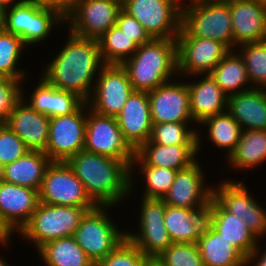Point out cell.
Segmentation results:
<instances>
[{
    "label": "cell",
    "instance_id": "6da1fadb",
    "mask_svg": "<svg viewBox=\"0 0 266 266\" xmlns=\"http://www.w3.org/2000/svg\"><path fill=\"white\" fill-rule=\"evenodd\" d=\"M65 43L45 64L40 75L59 90L77 94L85 102L89 99L96 79L105 65L96 39L81 38L69 31ZM67 40V41H66Z\"/></svg>",
    "mask_w": 266,
    "mask_h": 266
},
{
    "label": "cell",
    "instance_id": "7a4b0ae2",
    "mask_svg": "<svg viewBox=\"0 0 266 266\" xmlns=\"http://www.w3.org/2000/svg\"><path fill=\"white\" fill-rule=\"evenodd\" d=\"M66 163L97 206L119 208L128 200L130 167L124 161L83 149Z\"/></svg>",
    "mask_w": 266,
    "mask_h": 266
},
{
    "label": "cell",
    "instance_id": "3957f363",
    "mask_svg": "<svg viewBox=\"0 0 266 266\" xmlns=\"http://www.w3.org/2000/svg\"><path fill=\"white\" fill-rule=\"evenodd\" d=\"M122 66L135 91L154 90L178 77L177 41L153 38L150 42L139 45Z\"/></svg>",
    "mask_w": 266,
    "mask_h": 266
},
{
    "label": "cell",
    "instance_id": "277c9868",
    "mask_svg": "<svg viewBox=\"0 0 266 266\" xmlns=\"http://www.w3.org/2000/svg\"><path fill=\"white\" fill-rule=\"evenodd\" d=\"M65 26L64 17L42 0H24L7 8L2 15V28L19 36L29 48L52 36V31Z\"/></svg>",
    "mask_w": 266,
    "mask_h": 266
},
{
    "label": "cell",
    "instance_id": "5b68a950",
    "mask_svg": "<svg viewBox=\"0 0 266 266\" xmlns=\"http://www.w3.org/2000/svg\"><path fill=\"white\" fill-rule=\"evenodd\" d=\"M93 208L95 207L59 206L39 202L18 236L37 251L46 242L72 237L83 216Z\"/></svg>",
    "mask_w": 266,
    "mask_h": 266
},
{
    "label": "cell",
    "instance_id": "8992f818",
    "mask_svg": "<svg viewBox=\"0 0 266 266\" xmlns=\"http://www.w3.org/2000/svg\"><path fill=\"white\" fill-rule=\"evenodd\" d=\"M114 206H96L88 210L73 234L76 243L97 263L126 239V228H120L109 215Z\"/></svg>",
    "mask_w": 266,
    "mask_h": 266
},
{
    "label": "cell",
    "instance_id": "52a82bcc",
    "mask_svg": "<svg viewBox=\"0 0 266 266\" xmlns=\"http://www.w3.org/2000/svg\"><path fill=\"white\" fill-rule=\"evenodd\" d=\"M186 37H202L234 50L229 0L194 4L181 10V29Z\"/></svg>",
    "mask_w": 266,
    "mask_h": 266
},
{
    "label": "cell",
    "instance_id": "ba28073f",
    "mask_svg": "<svg viewBox=\"0 0 266 266\" xmlns=\"http://www.w3.org/2000/svg\"><path fill=\"white\" fill-rule=\"evenodd\" d=\"M218 183V185H217ZM213 182V198L230 214L243 220L259 239L266 236V208L259 203L243 180L223 178Z\"/></svg>",
    "mask_w": 266,
    "mask_h": 266
},
{
    "label": "cell",
    "instance_id": "9c48e42d",
    "mask_svg": "<svg viewBox=\"0 0 266 266\" xmlns=\"http://www.w3.org/2000/svg\"><path fill=\"white\" fill-rule=\"evenodd\" d=\"M138 201L137 229H126V238L149 259H156L173 243L164 223L166 204L157 198L141 197Z\"/></svg>",
    "mask_w": 266,
    "mask_h": 266
},
{
    "label": "cell",
    "instance_id": "30bf717a",
    "mask_svg": "<svg viewBox=\"0 0 266 266\" xmlns=\"http://www.w3.org/2000/svg\"><path fill=\"white\" fill-rule=\"evenodd\" d=\"M122 9L154 39H176L180 32L181 8L176 0H124Z\"/></svg>",
    "mask_w": 266,
    "mask_h": 266
},
{
    "label": "cell",
    "instance_id": "8fae6325",
    "mask_svg": "<svg viewBox=\"0 0 266 266\" xmlns=\"http://www.w3.org/2000/svg\"><path fill=\"white\" fill-rule=\"evenodd\" d=\"M84 150L124 161L129 167L136 151L125 140L116 117L98 114L88 107Z\"/></svg>",
    "mask_w": 266,
    "mask_h": 266
},
{
    "label": "cell",
    "instance_id": "7c38bea8",
    "mask_svg": "<svg viewBox=\"0 0 266 266\" xmlns=\"http://www.w3.org/2000/svg\"><path fill=\"white\" fill-rule=\"evenodd\" d=\"M42 203L72 207H96L82 182L71 167L63 161H51L45 170L39 189Z\"/></svg>",
    "mask_w": 266,
    "mask_h": 266
},
{
    "label": "cell",
    "instance_id": "4fadbf2b",
    "mask_svg": "<svg viewBox=\"0 0 266 266\" xmlns=\"http://www.w3.org/2000/svg\"><path fill=\"white\" fill-rule=\"evenodd\" d=\"M176 41L178 77L210 74L231 51L222 42L202 37H186L181 31Z\"/></svg>",
    "mask_w": 266,
    "mask_h": 266
},
{
    "label": "cell",
    "instance_id": "5bb4252c",
    "mask_svg": "<svg viewBox=\"0 0 266 266\" xmlns=\"http://www.w3.org/2000/svg\"><path fill=\"white\" fill-rule=\"evenodd\" d=\"M88 105L84 102L75 112L50 118L47 148L51 161L66 162L84 149Z\"/></svg>",
    "mask_w": 266,
    "mask_h": 266
},
{
    "label": "cell",
    "instance_id": "9a60e30c",
    "mask_svg": "<svg viewBox=\"0 0 266 266\" xmlns=\"http://www.w3.org/2000/svg\"><path fill=\"white\" fill-rule=\"evenodd\" d=\"M134 91L122 65L105 64L86 103L98 114L116 117Z\"/></svg>",
    "mask_w": 266,
    "mask_h": 266
},
{
    "label": "cell",
    "instance_id": "2e32d148",
    "mask_svg": "<svg viewBox=\"0 0 266 266\" xmlns=\"http://www.w3.org/2000/svg\"><path fill=\"white\" fill-rule=\"evenodd\" d=\"M121 9L119 0H84L64 17V28L77 37L97 40L116 25Z\"/></svg>",
    "mask_w": 266,
    "mask_h": 266
},
{
    "label": "cell",
    "instance_id": "e0dca14e",
    "mask_svg": "<svg viewBox=\"0 0 266 266\" xmlns=\"http://www.w3.org/2000/svg\"><path fill=\"white\" fill-rule=\"evenodd\" d=\"M199 159L177 172L172 186L162 198L165 204L187 209H208L213 197V185H208L210 181L205 176L207 169L204 172V164Z\"/></svg>",
    "mask_w": 266,
    "mask_h": 266
},
{
    "label": "cell",
    "instance_id": "ac0fdd59",
    "mask_svg": "<svg viewBox=\"0 0 266 266\" xmlns=\"http://www.w3.org/2000/svg\"><path fill=\"white\" fill-rule=\"evenodd\" d=\"M148 98L152 123L194 122L190 111L189 89L183 77L159 85L148 92Z\"/></svg>",
    "mask_w": 266,
    "mask_h": 266
},
{
    "label": "cell",
    "instance_id": "d6986e66",
    "mask_svg": "<svg viewBox=\"0 0 266 266\" xmlns=\"http://www.w3.org/2000/svg\"><path fill=\"white\" fill-rule=\"evenodd\" d=\"M116 119L125 140L137 151L149 140L153 126L148 92L134 91Z\"/></svg>",
    "mask_w": 266,
    "mask_h": 266
},
{
    "label": "cell",
    "instance_id": "ffe728a7",
    "mask_svg": "<svg viewBox=\"0 0 266 266\" xmlns=\"http://www.w3.org/2000/svg\"><path fill=\"white\" fill-rule=\"evenodd\" d=\"M234 50L246 43L266 40V5L252 0H229Z\"/></svg>",
    "mask_w": 266,
    "mask_h": 266
},
{
    "label": "cell",
    "instance_id": "44dd1931",
    "mask_svg": "<svg viewBox=\"0 0 266 266\" xmlns=\"http://www.w3.org/2000/svg\"><path fill=\"white\" fill-rule=\"evenodd\" d=\"M39 202V191L0 179V214L15 235L29 222Z\"/></svg>",
    "mask_w": 266,
    "mask_h": 266
},
{
    "label": "cell",
    "instance_id": "7402d4cb",
    "mask_svg": "<svg viewBox=\"0 0 266 266\" xmlns=\"http://www.w3.org/2000/svg\"><path fill=\"white\" fill-rule=\"evenodd\" d=\"M184 79H190L185 81L189 89L190 111L195 125L198 126L206 118L227 111L228 96L210 74L194 75Z\"/></svg>",
    "mask_w": 266,
    "mask_h": 266
},
{
    "label": "cell",
    "instance_id": "603a6c76",
    "mask_svg": "<svg viewBox=\"0 0 266 266\" xmlns=\"http://www.w3.org/2000/svg\"><path fill=\"white\" fill-rule=\"evenodd\" d=\"M4 124L22 139L29 150H46L50 118L38 113L23 99L16 104Z\"/></svg>",
    "mask_w": 266,
    "mask_h": 266
},
{
    "label": "cell",
    "instance_id": "cb8c5ba5",
    "mask_svg": "<svg viewBox=\"0 0 266 266\" xmlns=\"http://www.w3.org/2000/svg\"><path fill=\"white\" fill-rule=\"evenodd\" d=\"M38 76V81L31 90L33 92H28L22 87V99L38 113L49 118L69 115L85 102L77 94L59 90Z\"/></svg>",
    "mask_w": 266,
    "mask_h": 266
},
{
    "label": "cell",
    "instance_id": "d4e9b609",
    "mask_svg": "<svg viewBox=\"0 0 266 266\" xmlns=\"http://www.w3.org/2000/svg\"><path fill=\"white\" fill-rule=\"evenodd\" d=\"M197 145H160L147 141L137 151L131 166L165 167L179 171L199 156Z\"/></svg>",
    "mask_w": 266,
    "mask_h": 266
},
{
    "label": "cell",
    "instance_id": "484cf974",
    "mask_svg": "<svg viewBox=\"0 0 266 266\" xmlns=\"http://www.w3.org/2000/svg\"><path fill=\"white\" fill-rule=\"evenodd\" d=\"M208 224L247 257L260 240L247 228L245 222L227 212L213 197L208 209Z\"/></svg>",
    "mask_w": 266,
    "mask_h": 266
},
{
    "label": "cell",
    "instance_id": "4316f807",
    "mask_svg": "<svg viewBox=\"0 0 266 266\" xmlns=\"http://www.w3.org/2000/svg\"><path fill=\"white\" fill-rule=\"evenodd\" d=\"M227 112L242 130H266V89L251 88L228 96Z\"/></svg>",
    "mask_w": 266,
    "mask_h": 266
},
{
    "label": "cell",
    "instance_id": "83f0119b",
    "mask_svg": "<svg viewBox=\"0 0 266 266\" xmlns=\"http://www.w3.org/2000/svg\"><path fill=\"white\" fill-rule=\"evenodd\" d=\"M198 126V155L199 153H202L201 149H203V145H205L203 140L207 138L209 143H211L210 148L211 145H213L214 148L216 146V148L225 151L224 154L226 155H224V157L226 158L225 160H227L229 156L235 151L240 139L242 128L239 123L227 111H225L221 114L206 118L200 124H198ZM203 127L205 130H203ZM205 131L207 133H205ZM203 132L205 135L202 134Z\"/></svg>",
    "mask_w": 266,
    "mask_h": 266
},
{
    "label": "cell",
    "instance_id": "f1b7e54d",
    "mask_svg": "<svg viewBox=\"0 0 266 266\" xmlns=\"http://www.w3.org/2000/svg\"><path fill=\"white\" fill-rule=\"evenodd\" d=\"M164 223L173 243H197L208 223L207 209H187L166 204Z\"/></svg>",
    "mask_w": 266,
    "mask_h": 266
},
{
    "label": "cell",
    "instance_id": "f546056e",
    "mask_svg": "<svg viewBox=\"0 0 266 266\" xmlns=\"http://www.w3.org/2000/svg\"><path fill=\"white\" fill-rule=\"evenodd\" d=\"M50 163V158L43 151L29 150L23 157L1 168L0 179L39 191Z\"/></svg>",
    "mask_w": 266,
    "mask_h": 266
},
{
    "label": "cell",
    "instance_id": "4dcf8cb0",
    "mask_svg": "<svg viewBox=\"0 0 266 266\" xmlns=\"http://www.w3.org/2000/svg\"><path fill=\"white\" fill-rule=\"evenodd\" d=\"M198 247L203 266H245L246 257L225 238L206 224Z\"/></svg>",
    "mask_w": 266,
    "mask_h": 266
},
{
    "label": "cell",
    "instance_id": "1f68e13d",
    "mask_svg": "<svg viewBox=\"0 0 266 266\" xmlns=\"http://www.w3.org/2000/svg\"><path fill=\"white\" fill-rule=\"evenodd\" d=\"M225 161L229 170L243 172L266 163V130H242L235 151Z\"/></svg>",
    "mask_w": 266,
    "mask_h": 266
},
{
    "label": "cell",
    "instance_id": "d6a6232c",
    "mask_svg": "<svg viewBox=\"0 0 266 266\" xmlns=\"http://www.w3.org/2000/svg\"><path fill=\"white\" fill-rule=\"evenodd\" d=\"M177 172L176 170L165 167L130 166V192L128 199L130 201L132 200L130 198L136 194V190H139L136 188L139 187L141 190L143 189L140 197L162 199L172 186ZM136 173L142 178L140 181L136 179ZM141 181H143V184L145 183L143 187L136 184V182Z\"/></svg>",
    "mask_w": 266,
    "mask_h": 266
},
{
    "label": "cell",
    "instance_id": "836d02e7",
    "mask_svg": "<svg viewBox=\"0 0 266 266\" xmlns=\"http://www.w3.org/2000/svg\"><path fill=\"white\" fill-rule=\"evenodd\" d=\"M210 75L227 96L253 88L245 62L236 50H231L214 67Z\"/></svg>",
    "mask_w": 266,
    "mask_h": 266
},
{
    "label": "cell",
    "instance_id": "e575fe53",
    "mask_svg": "<svg viewBox=\"0 0 266 266\" xmlns=\"http://www.w3.org/2000/svg\"><path fill=\"white\" fill-rule=\"evenodd\" d=\"M36 252L44 266H91L94 264L73 237L46 242Z\"/></svg>",
    "mask_w": 266,
    "mask_h": 266
},
{
    "label": "cell",
    "instance_id": "d590c367",
    "mask_svg": "<svg viewBox=\"0 0 266 266\" xmlns=\"http://www.w3.org/2000/svg\"><path fill=\"white\" fill-rule=\"evenodd\" d=\"M28 47L22 39L0 28V74L5 77L22 80L25 82L30 75L29 68L20 67L24 51ZM19 65V67H18ZM24 69V70H23ZM28 72V73H27Z\"/></svg>",
    "mask_w": 266,
    "mask_h": 266
},
{
    "label": "cell",
    "instance_id": "8d00e7d4",
    "mask_svg": "<svg viewBox=\"0 0 266 266\" xmlns=\"http://www.w3.org/2000/svg\"><path fill=\"white\" fill-rule=\"evenodd\" d=\"M104 64L122 65L138 49V45L114 25L97 39Z\"/></svg>",
    "mask_w": 266,
    "mask_h": 266
},
{
    "label": "cell",
    "instance_id": "74e56055",
    "mask_svg": "<svg viewBox=\"0 0 266 266\" xmlns=\"http://www.w3.org/2000/svg\"><path fill=\"white\" fill-rule=\"evenodd\" d=\"M194 124V122L153 123L148 141L160 145H197V125Z\"/></svg>",
    "mask_w": 266,
    "mask_h": 266
},
{
    "label": "cell",
    "instance_id": "f35d334b",
    "mask_svg": "<svg viewBox=\"0 0 266 266\" xmlns=\"http://www.w3.org/2000/svg\"><path fill=\"white\" fill-rule=\"evenodd\" d=\"M235 50L245 62L251 86L266 89V40L239 45Z\"/></svg>",
    "mask_w": 266,
    "mask_h": 266
},
{
    "label": "cell",
    "instance_id": "ab89813d",
    "mask_svg": "<svg viewBox=\"0 0 266 266\" xmlns=\"http://www.w3.org/2000/svg\"><path fill=\"white\" fill-rule=\"evenodd\" d=\"M156 260L163 266H203L197 243H172Z\"/></svg>",
    "mask_w": 266,
    "mask_h": 266
},
{
    "label": "cell",
    "instance_id": "60d3db41",
    "mask_svg": "<svg viewBox=\"0 0 266 266\" xmlns=\"http://www.w3.org/2000/svg\"><path fill=\"white\" fill-rule=\"evenodd\" d=\"M149 260L129 239H125L98 266H145Z\"/></svg>",
    "mask_w": 266,
    "mask_h": 266
},
{
    "label": "cell",
    "instance_id": "b9f144b4",
    "mask_svg": "<svg viewBox=\"0 0 266 266\" xmlns=\"http://www.w3.org/2000/svg\"><path fill=\"white\" fill-rule=\"evenodd\" d=\"M29 149L5 124H0V169L23 157Z\"/></svg>",
    "mask_w": 266,
    "mask_h": 266
},
{
    "label": "cell",
    "instance_id": "7bdbcfd3",
    "mask_svg": "<svg viewBox=\"0 0 266 266\" xmlns=\"http://www.w3.org/2000/svg\"><path fill=\"white\" fill-rule=\"evenodd\" d=\"M22 80L2 76L0 78V124H4L22 99Z\"/></svg>",
    "mask_w": 266,
    "mask_h": 266
},
{
    "label": "cell",
    "instance_id": "ee69618b",
    "mask_svg": "<svg viewBox=\"0 0 266 266\" xmlns=\"http://www.w3.org/2000/svg\"><path fill=\"white\" fill-rule=\"evenodd\" d=\"M116 25L138 46L148 43L153 39L143 25L123 9L118 13Z\"/></svg>",
    "mask_w": 266,
    "mask_h": 266
},
{
    "label": "cell",
    "instance_id": "f6af8a7d",
    "mask_svg": "<svg viewBox=\"0 0 266 266\" xmlns=\"http://www.w3.org/2000/svg\"><path fill=\"white\" fill-rule=\"evenodd\" d=\"M46 5L57 10L63 17L69 14L80 2L84 0H42Z\"/></svg>",
    "mask_w": 266,
    "mask_h": 266
},
{
    "label": "cell",
    "instance_id": "bcb514c9",
    "mask_svg": "<svg viewBox=\"0 0 266 266\" xmlns=\"http://www.w3.org/2000/svg\"><path fill=\"white\" fill-rule=\"evenodd\" d=\"M263 247L261 241L256 248L246 257L245 266H266V244Z\"/></svg>",
    "mask_w": 266,
    "mask_h": 266
},
{
    "label": "cell",
    "instance_id": "7dc6e473",
    "mask_svg": "<svg viewBox=\"0 0 266 266\" xmlns=\"http://www.w3.org/2000/svg\"><path fill=\"white\" fill-rule=\"evenodd\" d=\"M15 232L6 224L0 214V246L5 248L10 246L11 242H13V234ZM12 239V240H11Z\"/></svg>",
    "mask_w": 266,
    "mask_h": 266
},
{
    "label": "cell",
    "instance_id": "c3c4849f",
    "mask_svg": "<svg viewBox=\"0 0 266 266\" xmlns=\"http://www.w3.org/2000/svg\"><path fill=\"white\" fill-rule=\"evenodd\" d=\"M176 1L182 10V9L189 7L191 5H194V4H199V3H204V2L225 1V0H176Z\"/></svg>",
    "mask_w": 266,
    "mask_h": 266
},
{
    "label": "cell",
    "instance_id": "681fc988",
    "mask_svg": "<svg viewBox=\"0 0 266 266\" xmlns=\"http://www.w3.org/2000/svg\"><path fill=\"white\" fill-rule=\"evenodd\" d=\"M24 0H0V9L4 11L7 8H10L14 5L21 3Z\"/></svg>",
    "mask_w": 266,
    "mask_h": 266
},
{
    "label": "cell",
    "instance_id": "f907efd6",
    "mask_svg": "<svg viewBox=\"0 0 266 266\" xmlns=\"http://www.w3.org/2000/svg\"><path fill=\"white\" fill-rule=\"evenodd\" d=\"M145 266H163L159 261H157L156 259H149Z\"/></svg>",
    "mask_w": 266,
    "mask_h": 266
},
{
    "label": "cell",
    "instance_id": "816d5d0a",
    "mask_svg": "<svg viewBox=\"0 0 266 266\" xmlns=\"http://www.w3.org/2000/svg\"><path fill=\"white\" fill-rule=\"evenodd\" d=\"M8 260H6L4 258V256L2 257V255H0V266H9L11 265L10 263L7 262Z\"/></svg>",
    "mask_w": 266,
    "mask_h": 266
},
{
    "label": "cell",
    "instance_id": "f5cc1de1",
    "mask_svg": "<svg viewBox=\"0 0 266 266\" xmlns=\"http://www.w3.org/2000/svg\"><path fill=\"white\" fill-rule=\"evenodd\" d=\"M252 1H256V2L263 3L266 5V0H252Z\"/></svg>",
    "mask_w": 266,
    "mask_h": 266
},
{
    "label": "cell",
    "instance_id": "db71d44e",
    "mask_svg": "<svg viewBox=\"0 0 266 266\" xmlns=\"http://www.w3.org/2000/svg\"><path fill=\"white\" fill-rule=\"evenodd\" d=\"M2 15H3V11L0 9V24H2Z\"/></svg>",
    "mask_w": 266,
    "mask_h": 266
}]
</instances>
